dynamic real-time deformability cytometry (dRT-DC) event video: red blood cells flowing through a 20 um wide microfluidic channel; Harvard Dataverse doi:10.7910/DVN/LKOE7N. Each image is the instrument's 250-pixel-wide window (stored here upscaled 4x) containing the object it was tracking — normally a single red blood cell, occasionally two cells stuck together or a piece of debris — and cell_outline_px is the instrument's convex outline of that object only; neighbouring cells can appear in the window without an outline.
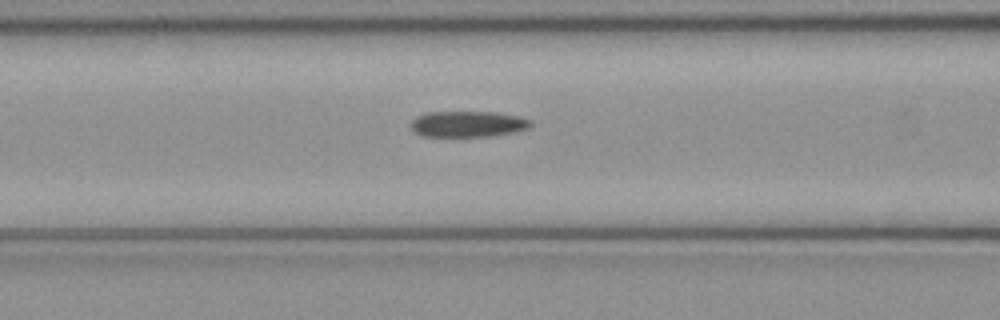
{"species": "common noctule bat (a hibernating species)", "species_latin": "Nyctalus noctula", "temperature_condition": "cold", "stored_images_in_passage": 35, "camera_frame_rate_fps": 3000, "um_per_image_px": 0.085, "animal": {"sex": "female", "body_mass_g": 21.9}, "frame": {"image": 1, "passage_image": 5, "time_ms": 1.333, "image_size_px": [1000, 320], "cell_outline_px": [[532, 124], [528, 128], [516, 132], [488, 136], [420, 136], [412, 132], [412, 120], [416, 116], [428, 112], [496, 112], [520, 116], [532, 120]], "centroid_in_image_um": [39.78, 10.54], "position_along_channel_um": 126.8, "area_um2": 18.26}}
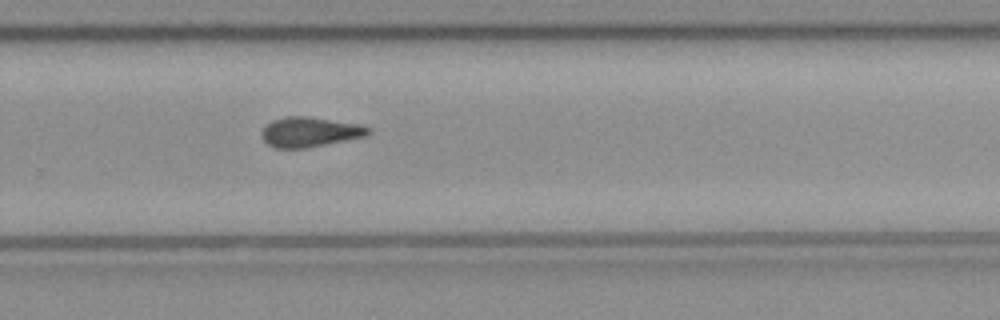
{"frame": {"image": 2, "passage_image": 18, "time_ms": 5.667, "image_size_px": [1000, 320], "cell_outline_px": [[372, 132], [368, 136], [304, 148], [276, 148], [268, 144], [264, 140], [260, 132], [272, 120], [284, 116], [308, 116], [360, 124], [372, 128]], "centroid_in_image_um": [26.37, 11.21], "position_along_channel_um": 303.4, "area_um2": 18.67}}
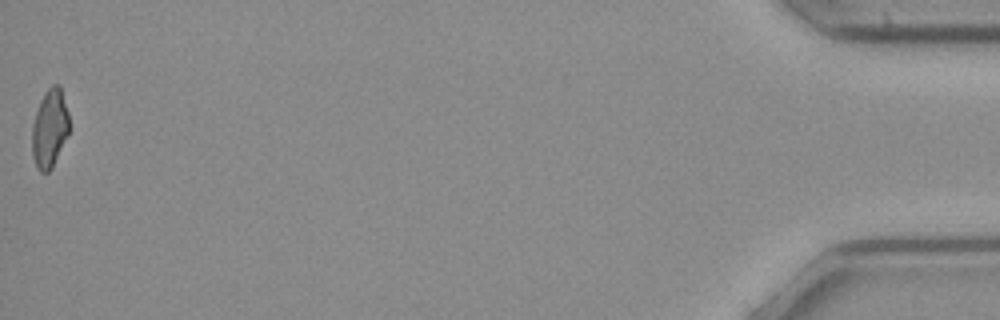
{"frame": {"image": 3, "passage_image": 35, "time_ms": 11.333, "image_size_px": [1000, 320], "cell_outline_px": [[68, 132], [52, 168], [48, 172], [40, 172], [36, 168], [32, 156], [32, 124], [40, 100], [44, 92], [52, 84], [60, 84], [68, 112]], "centroid_in_image_um": [4.2, 10.9], "position_along_channel_um": 431.0, "area_um2": 16.94}, "authors_computed_cell_mechanics": {"area_um2": 18.5538, "velocity_mm_per_s": 4.0832, "shape_relaxation_time_tau1_ms": 6.233, "shape_relaxation_time_tau2_ms": 4.1825, "deformation_change_tau1": 0.1572, "deformation_change_tau2": 0.113}}